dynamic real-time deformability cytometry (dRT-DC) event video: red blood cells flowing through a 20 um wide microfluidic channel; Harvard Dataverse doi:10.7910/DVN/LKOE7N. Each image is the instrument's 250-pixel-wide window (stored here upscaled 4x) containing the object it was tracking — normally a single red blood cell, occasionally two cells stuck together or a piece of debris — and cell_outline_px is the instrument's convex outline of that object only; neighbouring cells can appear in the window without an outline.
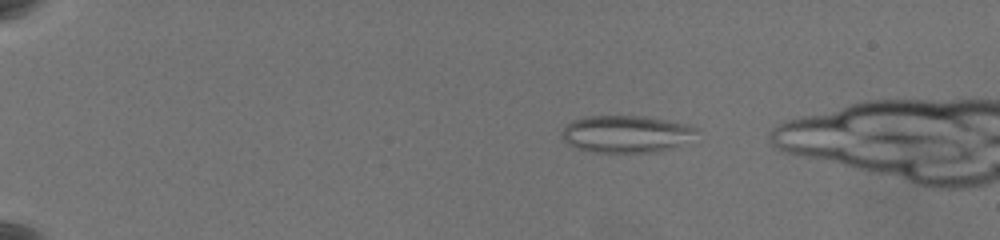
{"species": "common noctule bat (a hibernating species)", "species_latin": "Nyctalus noctula", "temperature_condition": "warm", "stored_images_in_passage": 57, "camera_frame_rate_fps": 3000, "um_per_image_px": 0.085, "animal": {"sex": "female", "body_mass_g": 19.5, "forearm_length_mm": 54.1}, "frame": {"image": 1, "passage_image": 10, "time_ms": 3.0, "image_size_px": [1000, 240], "cell_outline_px": [[700, 128], [676, 144], [668, 148], [652, 152], [592, 152], [576, 148], [568, 144], [560, 136], [560, 132], [572, 120], [592, 116], [640, 116], [688, 124]], "centroid_in_image_um": [53.09, 11.38], "position_along_channel_um": 31.9, "area_um2": 28.38}}
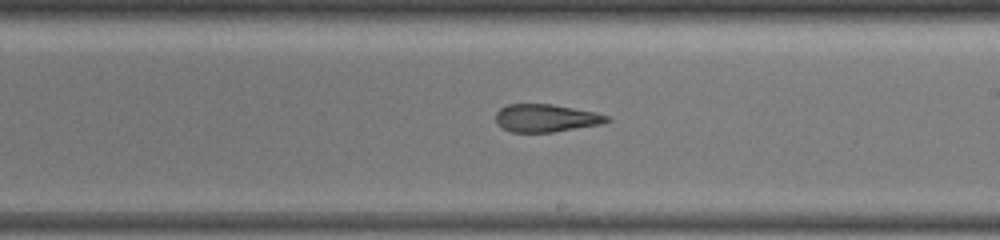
{"frame": {"image": 2, "passage_image": 36, "time_ms": 11.667, "image_size_px": [1000, 240], "cell_outline_px": [[612, 120], [600, 124], [552, 132], [512, 132], [496, 124], [496, 112], [500, 108], [508, 104], [552, 104], [596, 112], [608, 116]], "centroid_in_image_um": [46.4, 10.03], "position_along_channel_um": 242.6, "area_um2": 17.92}}
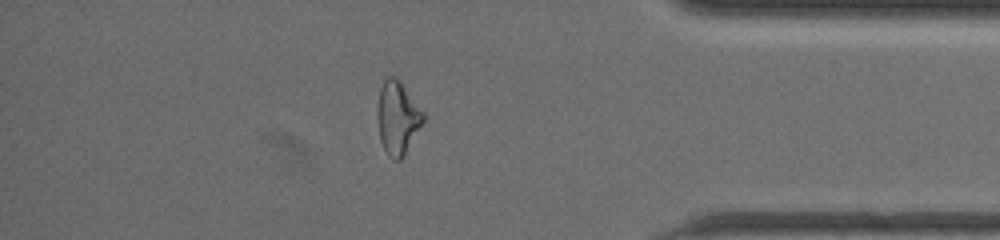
{"frame": {"image": 3, "passage_image": 51, "time_ms": 16.667, "image_size_px": [1000, 240], "cell_outline_px": [[424, 120], [404, 156], [400, 160], [392, 160], [388, 156], [380, 140], [376, 116], [376, 112], [380, 88], [384, 80], [388, 76], [396, 76], [400, 80], [424, 112]], "centroid_in_image_um": [33.77, 10.0], "position_along_channel_um": 401.4, "area_um2": 19.71}}